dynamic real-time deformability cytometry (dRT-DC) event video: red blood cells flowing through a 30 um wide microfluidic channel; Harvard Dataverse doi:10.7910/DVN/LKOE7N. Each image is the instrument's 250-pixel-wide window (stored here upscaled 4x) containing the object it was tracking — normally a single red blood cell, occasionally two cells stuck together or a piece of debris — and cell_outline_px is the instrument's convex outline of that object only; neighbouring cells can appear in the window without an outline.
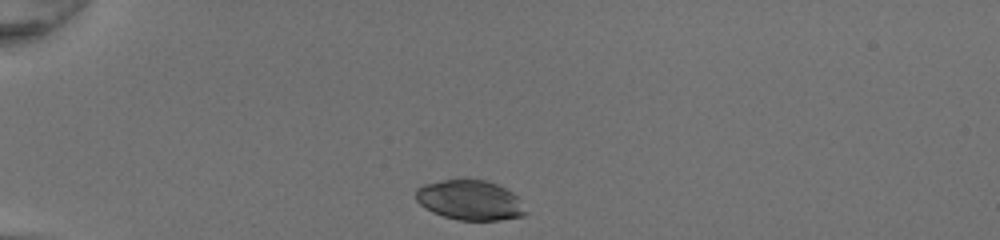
{"species": "common noctule bat (a hibernating species)", "species_latin": "Nyctalus noctula", "temperature_condition": "room temperature", "stored_images_in_passage": 30, "camera_frame_rate_fps": 3000, "um_per_image_px": 0.085, "animal": {"sex": "female", "body_mass_g": 20.0, "forearm_length_mm": 54.0}, "frame": {"image": 1, "passage_image": 1, "time_ms": 0.0, "image_size_px": [1000, 240], "cell_outline_px": [[528, 212], [524, 216], [500, 220], [460, 220], [444, 216], [432, 212], [424, 208], [416, 200], [416, 188], [424, 184], [444, 180], [484, 180], [496, 184], [512, 192], [520, 200]], "centroid_in_image_um": [39.95, 17.03], "position_along_channel_um": 45.1, "area_um2": 25.43}}
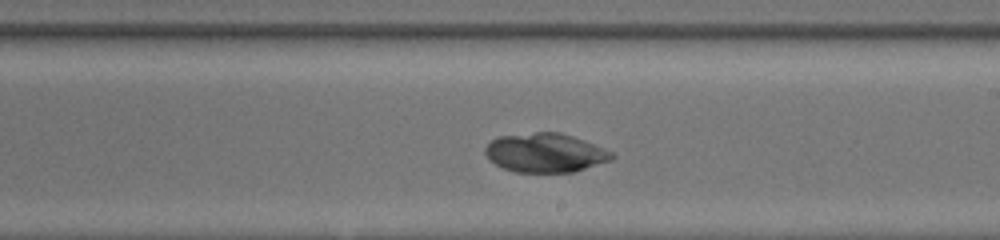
{"frame": {"image": 2, "passage_image": 18, "time_ms": 5.667, "image_size_px": [1000, 240], "cell_outline_px": [[616, 156], [612, 160], [572, 172], [516, 172], [504, 168], [496, 164], [484, 152], [484, 148], [496, 136], [536, 132], [560, 132], [584, 140], [604, 148], [612, 152]], "centroid_in_image_um": [46.36, 12.98], "position_along_channel_um": 242.6, "area_um2": 28.73}}
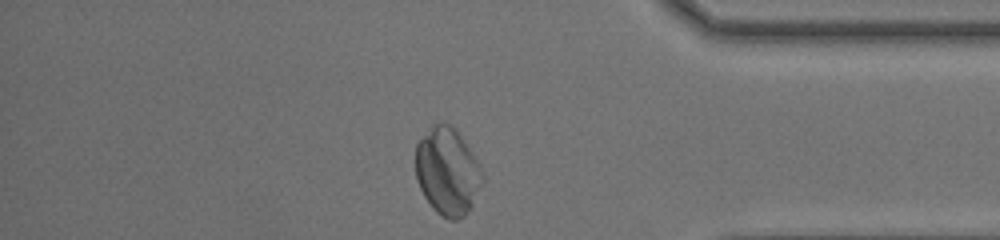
{"frame": {"image": 3, "passage_image": 30, "time_ms": 9.667, "image_size_px": [1000, 240], "cell_outline_px": [[484, 180], [472, 204], [464, 216], [456, 220], [448, 220], [436, 212], [432, 208], [424, 196], [416, 180], [416, 144], [432, 124], [440, 120], [456, 128], [480, 164], [484, 176]], "centroid_in_image_um": [38.03, 14.54], "position_along_channel_um": 397.2, "area_um2": 34.33}}